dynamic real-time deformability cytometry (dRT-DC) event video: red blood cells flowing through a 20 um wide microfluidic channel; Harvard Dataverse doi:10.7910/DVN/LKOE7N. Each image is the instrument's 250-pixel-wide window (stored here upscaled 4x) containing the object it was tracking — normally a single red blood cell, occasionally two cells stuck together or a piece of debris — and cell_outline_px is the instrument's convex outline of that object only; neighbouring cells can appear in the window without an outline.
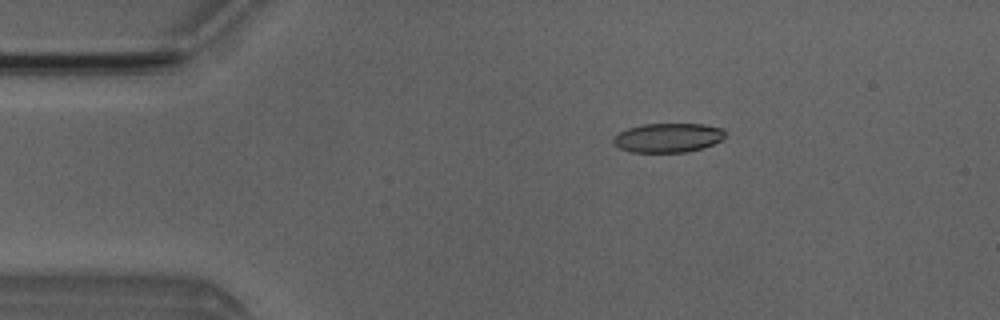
{"species": "Egyptian fruit bat (a non-hibernating species)", "species_latin": "Rousettus aegyptiacus", "temperature_condition": "room temperature", "stored_images_in_passage": 6, "camera_frame_rate_fps": 3000, "um_per_image_px": 0.085, "animal": {"sex": "male"}, "frame": {"image": 1, "passage_image": 4, "time_ms": 2.333, "image_size_px": [1000, 320], "cell_outline_px": [[724, 140], [704, 148], [688, 152], [632, 152], [620, 148], [612, 144], [612, 140], [620, 132], [628, 128], [644, 124], [704, 124], [724, 128]], "centroid_in_image_um": [56.82, 11.71], "position_along_channel_um": 28.2, "area_um2": 19.19}}